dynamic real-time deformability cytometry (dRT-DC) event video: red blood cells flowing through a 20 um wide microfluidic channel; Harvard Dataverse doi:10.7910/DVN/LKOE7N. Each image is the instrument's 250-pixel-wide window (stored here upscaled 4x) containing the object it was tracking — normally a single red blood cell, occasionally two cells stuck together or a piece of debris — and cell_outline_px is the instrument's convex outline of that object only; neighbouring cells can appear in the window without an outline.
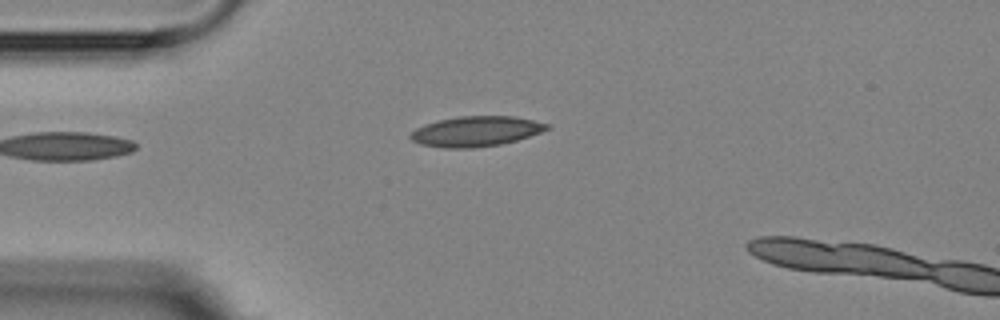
{"species": "Egyptian fruit bat (a non-hibernating species)", "species_latin": "Rousettus aegyptiacus", "temperature_condition": "room temperature", "stored_images_in_passage": 4, "camera_frame_rate_fps": 3000, "um_per_image_px": 0.085, "animal": {"sex": "female"}, "frame": {"image": 1, "passage_image": 4, "time_ms": 3.667, "image_size_px": [1000, 320], "cell_outline_px": [[552, 128], [516, 140], [500, 144], [472, 148], [444, 148], [420, 144], [412, 140], [408, 136], [416, 128], [424, 124], [436, 120], [460, 116], [512, 116], [552, 124]], "centroid_in_image_um": [40.44, 11.16], "position_along_channel_um": 44.6, "area_um2": 24.04}}